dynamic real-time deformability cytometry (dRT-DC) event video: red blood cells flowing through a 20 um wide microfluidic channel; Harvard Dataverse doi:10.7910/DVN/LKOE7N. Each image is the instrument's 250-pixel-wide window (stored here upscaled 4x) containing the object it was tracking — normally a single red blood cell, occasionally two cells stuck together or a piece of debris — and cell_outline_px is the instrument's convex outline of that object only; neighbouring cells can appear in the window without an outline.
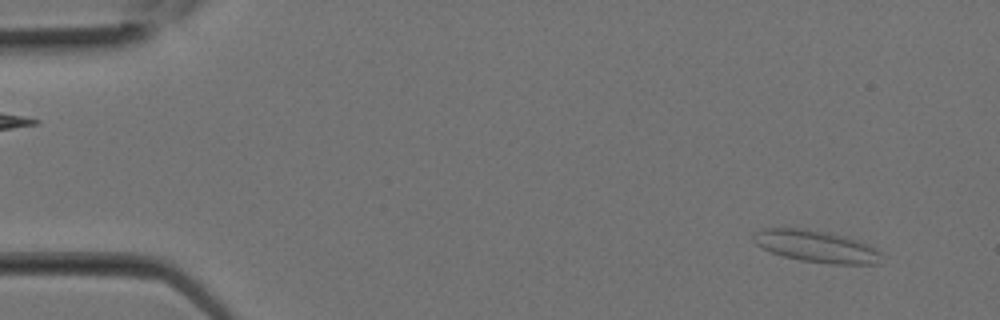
{"species": "Egyptian fruit bat (a non-hibernating species)", "species_latin": "Rousettus aegyptiacus", "temperature_condition": "room temperature", "stored_images_in_passage": 9, "camera_frame_rate_fps": 3000, "um_per_image_px": 0.085, "animal": {"sex": "female"}, "frame": {"image": 1, "passage_image": 1, "time_ms": 0.0, "image_size_px": [1000, 320], "cell_outline_px": [[880, 264], [832, 264], [800, 260], [784, 256], [772, 252], [756, 244], [752, 240], [752, 236], [756, 232], [764, 228], [800, 228], [844, 236], [856, 240], [876, 248], [880, 252]], "centroid_in_image_um": [69.37, 20.95], "position_along_channel_um": 15.6, "area_um2": 23.41}}
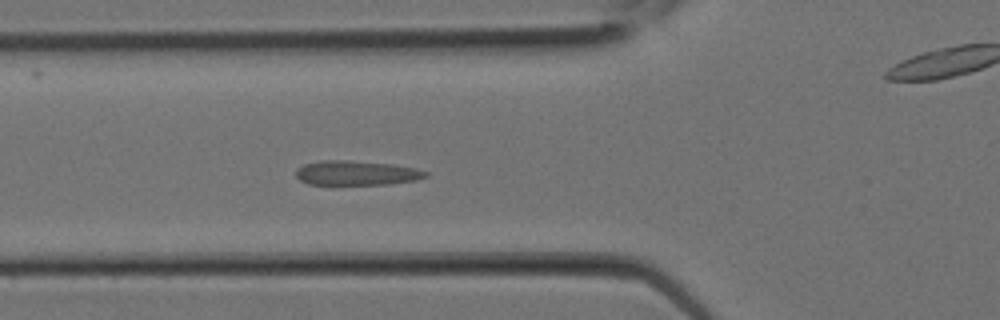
{"frame": {"image": 2, "passage_image": 8, "time_ms": 2.333, "image_size_px": [1000, 320], "cell_outline_px": [[428, 176], [416, 180], [388, 184], [308, 184], [300, 180], [296, 176], [296, 168], [304, 164], [320, 160], [348, 160], [392, 164], [416, 168], [428, 172]], "centroid_in_image_um": [30.29, 14.69], "position_along_channel_um": 95.5, "area_um2": 18.55}}